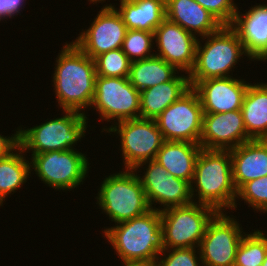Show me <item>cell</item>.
Here are the masks:
<instances>
[{"mask_svg":"<svg viewBox=\"0 0 267 266\" xmlns=\"http://www.w3.org/2000/svg\"><path fill=\"white\" fill-rule=\"evenodd\" d=\"M56 58L53 83L58 104L63 111L80 112L92 106L95 93V60L74 42L63 46Z\"/></svg>","mask_w":267,"mask_h":266,"instance_id":"1","label":"cell"},{"mask_svg":"<svg viewBox=\"0 0 267 266\" xmlns=\"http://www.w3.org/2000/svg\"><path fill=\"white\" fill-rule=\"evenodd\" d=\"M160 211L158 208L151 209L142 216L104 230L105 237L121 261L156 264L163 250Z\"/></svg>","mask_w":267,"mask_h":266,"instance_id":"2","label":"cell"},{"mask_svg":"<svg viewBox=\"0 0 267 266\" xmlns=\"http://www.w3.org/2000/svg\"><path fill=\"white\" fill-rule=\"evenodd\" d=\"M195 187L198 190L199 204L208 205L217 212L237 207V189L233 182L230 150L201 149L191 184V196L194 202Z\"/></svg>","mask_w":267,"mask_h":266,"instance_id":"3","label":"cell"},{"mask_svg":"<svg viewBox=\"0 0 267 266\" xmlns=\"http://www.w3.org/2000/svg\"><path fill=\"white\" fill-rule=\"evenodd\" d=\"M206 38L203 47L200 41L197 42L195 64L188 74L192 88L201 80L231 77L228 74L238 63V59L243 54L249 57L238 33L231 25H222Z\"/></svg>","mask_w":267,"mask_h":266,"instance_id":"4","label":"cell"},{"mask_svg":"<svg viewBox=\"0 0 267 266\" xmlns=\"http://www.w3.org/2000/svg\"><path fill=\"white\" fill-rule=\"evenodd\" d=\"M130 171V172H129ZM135 170L106 177L99 188L97 203L111 221L121 223L151 210L144 188Z\"/></svg>","mask_w":267,"mask_h":266,"instance_id":"5","label":"cell"},{"mask_svg":"<svg viewBox=\"0 0 267 266\" xmlns=\"http://www.w3.org/2000/svg\"><path fill=\"white\" fill-rule=\"evenodd\" d=\"M216 213L214 208L197 202L161 210V254L169 248H199L206 227Z\"/></svg>","mask_w":267,"mask_h":266,"instance_id":"6","label":"cell"},{"mask_svg":"<svg viewBox=\"0 0 267 266\" xmlns=\"http://www.w3.org/2000/svg\"><path fill=\"white\" fill-rule=\"evenodd\" d=\"M64 116L42 123L26 130L19 129V146L22 150H31L34 154L49 151H67L73 149L87 129V117L84 112L64 111Z\"/></svg>","mask_w":267,"mask_h":266,"instance_id":"7","label":"cell"},{"mask_svg":"<svg viewBox=\"0 0 267 266\" xmlns=\"http://www.w3.org/2000/svg\"><path fill=\"white\" fill-rule=\"evenodd\" d=\"M118 128V129H117ZM107 132L119 133L126 169L134 170L139 164L155 160L165 142L155 120L135 118L112 125Z\"/></svg>","mask_w":267,"mask_h":266,"instance_id":"8","label":"cell"},{"mask_svg":"<svg viewBox=\"0 0 267 266\" xmlns=\"http://www.w3.org/2000/svg\"><path fill=\"white\" fill-rule=\"evenodd\" d=\"M203 108L198 93L191 87L156 119L165 141L200 143Z\"/></svg>","mask_w":267,"mask_h":266,"instance_id":"9","label":"cell"},{"mask_svg":"<svg viewBox=\"0 0 267 266\" xmlns=\"http://www.w3.org/2000/svg\"><path fill=\"white\" fill-rule=\"evenodd\" d=\"M87 159L79 151L70 149L34 154L30 162L41 181L52 188L69 191L85 180L89 168Z\"/></svg>","mask_w":267,"mask_h":266,"instance_id":"10","label":"cell"},{"mask_svg":"<svg viewBox=\"0 0 267 266\" xmlns=\"http://www.w3.org/2000/svg\"><path fill=\"white\" fill-rule=\"evenodd\" d=\"M92 107L96 108L105 121L117 119L120 122L139 118L140 91L128 78L97 75Z\"/></svg>","mask_w":267,"mask_h":266,"instance_id":"11","label":"cell"},{"mask_svg":"<svg viewBox=\"0 0 267 266\" xmlns=\"http://www.w3.org/2000/svg\"><path fill=\"white\" fill-rule=\"evenodd\" d=\"M242 232L236 219L223 211L217 212L209 221L198 248L202 266H234L238 245L245 234Z\"/></svg>","mask_w":267,"mask_h":266,"instance_id":"12","label":"cell"},{"mask_svg":"<svg viewBox=\"0 0 267 266\" xmlns=\"http://www.w3.org/2000/svg\"><path fill=\"white\" fill-rule=\"evenodd\" d=\"M148 163L145 175L139 176L144 188L147 201L151 209L153 202L161 203L162 210L172 207L184 206L193 202L191 184L181 178L174 177L157 161L150 160L139 164L134 170Z\"/></svg>","mask_w":267,"mask_h":266,"instance_id":"13","label":"cell"},{"mask_svg":"<svg viewBox=\"0 0 267 266\" xmlns=\"http://www.w3.org/2000/svg\"><path fill=\"white\" fill-rule=\"evenodd\" d=\"M114 5L101 8L91 27L73 41L87 56L95 59L102 53L122 48L127 32Z\"/></svg>","mask_w":267,"mask_h":266,"instance_id":"14","label":"cell"},{"mask_svg":"<svg viewBox=\"0 0 267 266\" xmlns=\"http://www.w3.org/2000/svg\"><path fill=\"white\" fill-rule=\"evenodd\" d=\"M158 56L179 71L187 74L195 64L196 46L199 38L167 18L154 31Z\"/></svg>","mask_w":267,"mask_h":266,"instance_id":"15","label":"cell"},{"mask_svg":"<svg viewBox=\"0 0 267 266\" xmlns=\"http://www.w3.org/2000/svg\"><path fill=\"white\" fill-rule=\"evenodd\" d=\"M251 141L241 110L226 113H204L200 145L209 150H231Z\"/></svg>","mask_w":267,"mask_h":266,"instance_id":"16","label":"cell"},{"mask_svg":"<svg viewBox=\"0 0 267 266\" xmlns=\"http://www.w3.org/2000/svg\"><path fill=\"white\" fill-rule=\"evenodd\" d=\"M248 86L232 76L201 80L193 89L199 95L203 113H226L241 110Z\"/></svg>","mask_w":267,"mask_h":266,"instance_id":"17","label":"cell"},{"mask_svg":"<svg viewBox=\"0 0 267 266\" xmlns=\"http://www.w3.org/2000/svg\"><path fill=\"white\" fill-rule=\"evenodd\" d=\"M241 15L237 11L231 26L238 33L247 55L251 59L267 60V5H256Z\"/></svg>","mask_w":267,"mask_h":266,"instance_id":"18","label":"cell"},{"mask_svg":"<svg viewBox=\"0 0 267 266\" xmlns=\"http://www.w3.org/2000/svg\"><path fill=\"white\" fill-rule=\"evenodd\" d=\"M233 182L237 191L267 175V140H251L230 150Z\"/></svg>","mask_w":267,"mask_h":266,"instance_id":"19","label":"cell"},{"mask_svg":"<svg viewBox=\"0 0 267 266\" xmlns=\"http://www.w3.org/2000/svg\"><path fill=\"white\" fill-rule=\"evenodd\" d=\"M166 18L193 35L204 39L222 24L195 0H165ZM196 33V34H195Z\"/></svg>","mask_w":267,"mask_h":266,"instance_id":"20","label":"cell"},{"mask_svg":"<svg viewBox=\"0 0 267 266\" xmlns=\"http://www.w3.org/2000/svg\"><path fill=\"white\" fill-rule=\"evenodd\" d=\"M201 149L200 144L192 142L165 141L157 152L155 161L166 168L170 175L192 184Z\"/></svg>","mask_w":267,"mask_h":266,"instance_id":"21","label":"cell"},{"mask_svg":"<svg viewBox=\"0 0 267 266\" xmlns=\"http://www.w3.org/2000/svg\"><path fill=\"white\" fill-rule=\"evenodd\" d=\"M190 88L188 76L176 75L168 82L140 91V118L155 120Z\"/></svg>","mask_w":267,"mask_h":266,"instance_id":"22","label":"cell"},{"mask_svg":"<svg viewBox=\"0 0 267 266\" xmlns=\"http://www.w3.org/2000/svg\"><path fill=\"white\" fill-rule=\"evenodd\" d=\"M117 12L127 29L154 32L166 19L165 0H120Z\"/></svg>","mask_w":267,"mask_h":266,"instance_id":"23","label":"cell"},{"mask_svg":"<svg viewBox=\"0 0 267 266\" xmlns=\"http://www.w3.org/2000/svg\"><path fill=\"white\" fill-rule=\"evenodd\" d=\"M241 111L248 137L267 140V84L249 83Z\"/></svg>","mask_w":267,"mask_h":266,"instance_id":"24","label":"cell"},{"mask_svg":"<svg viewBox=\"0 0 267 266\" xmlns=\"http://www.w3.org/2000/svg\"><path fill=\"white\" fill-rule=\"evenodd\" d=\"M175 71V66L154 55L131 62L128 80L138 91H142L172 80L176 76Z\"/></svg>","mask_w":267,"mask_h":266,"instance_id":"25","label":"cell"},{"mask_svg":"<svg viewBox=\"0 0 267 266\" xmlns=\"http://www.w3.org/2000/svg\"><path fill=\"white\" fill-rule=\"evenodd\" d=\"M19 153H10L8 156L0 158V206L5 201L6 196L22 187L27 182L29 173L31 174V162L24 159L20 146L17 147Z\"/></svg>","mask_w":267,"mask_h":266,"instance_id":"26","label":"cell"},{"mask_svg":"<svg viewBox=\"0 0 267 266\" xmlns=\"http://www.w3.org/2000/svg\"><path fill=\"white\" fill-rule=\"evenodd\" d=\"M267 255V236L259 230L245 234L241 239L234 266L262 265Z\"/></svg>","mask_w":267,"mask_h":266,"instance_id":"27","label":"cell"},{"mask_svg":"<svg viewBox=\"0 0 267 266\" xmlns=\"http://www.w3.org/2000/svg\"><path fill=\"white\" fill-rule=\"evenodd\" d=\"M94 60L97 75L128 78L131 61L121 48L102 53Z\"/></svg>","mask_w":267,"mask_h":266,"instance_id":"28","label":"cell"},{"mask_svg":"<svg viewBox=\"0 0 267 266\" xmlns=\"http://www.w3.org/2000/svg\"><path fill=\"white\" fill-rule=\"evenodd\" d=\"M152 40H155L154 32L128 29L121 49L131 62L147 59L154 56V53L150 54Z\"/></svg>","mask_w":267,"mask_h":266,"instance_id":"29","label":"cell"},{"mask_svg":"<svg viewBox=\"0 0 267 266\" xmlns=\"http://www.w3.org/2000/svg\"><path fill=\"white\" fill-rule=\"evenodd\" d=\"M238 196L256 211L267 212V175L246 182L237 191Z\"/></svg>","mask_w":267,"mask_h":266,"instance_id":"30","label":"cell"},{"mask_svg":"<svg viewBox=\"0 0 267 266\" xmlns=\"http://www.w3.org/2000/svg\"><path fill=\"white\" fill-rule=\"evenodd\" d=\"M222 25H232L238 8L233 0H195Z\"/></svg>","mask_w":267,"mask_h":266,"instance_id":"31","label":"cell"},{"mask_svg":"<svg viewBox=\"0 0 267 266\" xmlns=\"http://www.w3.org/2000/svg\"><path fill=\"white\" fill-rule=\"evenodd\" d=\"M170 250H168L167 257L156 261L155 266H200L198 262L201 261V257H197L195 248H173Z\"/></svg>","mask_w":267,"mask_h":266,"instance_id":"32","label":"cell"},{"mask_svg":"<svg viewBox=\"0 0 267 266\" xmlns=\"http://www.w3.org/2000/svg\"><path fill=\"white\" fill-rule=\"evenodd\" d=\"M24 0H0V21L18 15Z\"/></svg>","mask_w":267,"mask_h":266,"instance_id":"33","label":"cell"},{"mask_svg":"<svg viewBox=\"0 0 267 266\" xmlns=\"http://www.w3.org/2000/svg\"><path fill=\"white\" fill-rule=\"evenodd\" d=\"M19 146V131H16L11 137L0 135V158L8 156Z\"/></svg>","mask_w":267,"mask_h":266,"instance_id":"34","label":"cell"},{"mask_svg":"<svg viewBox=\"0 0 267 266\" xmlns=\"http://www.w3.org/2000/svg\"><path fill=\"white\" fill-rule=\"evenodd\" d=\"M124 266H155L153 263L148 262H123Z\"/></svg>","mask_w":267,"mask_h":266,"instance_id":"35","label":"cell"},{"mask_svg":"<svg viewBox=\"0 0 267 266\" xmlns=\"http://www.w3.org/2000/svg\"><path fill=\"white\" fill-rule=\"evenodd\" d=\"M262 265L263 266H267V255H266L265 260L263 261V264Z\"/></svg>","mask_w":267,"mask_h":266,"instance_id":"36","label":"cell"},{"mask_svg":"<svg viewBox=\"0 0 267 266\" xmlns=\"http://www.w3.org/2000/svg\"><path fill=\"white\" fill-rule=\"evenodd\" d=\"M99 1H104V0H90V2H94V3H95V2L97 3V2H99Z\"/></svg>","mask_w":267,"mask_h":266,"instance_id":"37","label":"cell"}]
</instances>
